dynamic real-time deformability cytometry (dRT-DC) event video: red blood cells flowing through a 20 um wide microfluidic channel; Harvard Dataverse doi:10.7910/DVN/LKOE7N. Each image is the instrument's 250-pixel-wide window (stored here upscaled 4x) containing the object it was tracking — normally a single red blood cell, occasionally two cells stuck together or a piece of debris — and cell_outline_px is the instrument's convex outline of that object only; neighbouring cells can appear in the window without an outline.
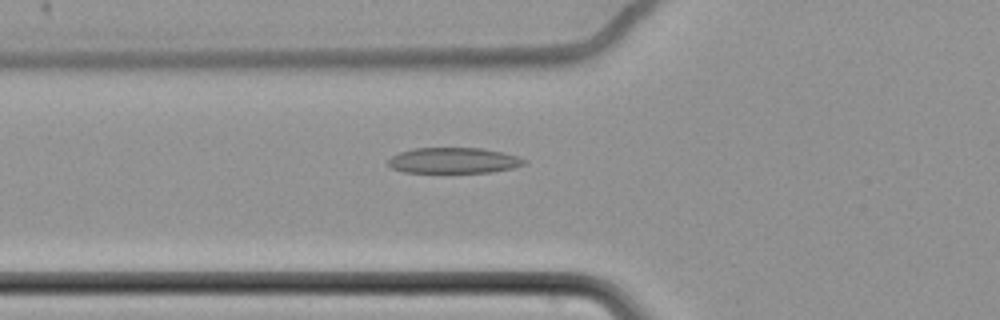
{"species": "common noctule bat (a hibernating species)", "species_latin": "Nyctalus noctula", "temperature_condition": "cold", "stored_images_in_passage": 36, "camera_frame_rate_fps": 3000, "um_per_image_px": 0.085, "animal": {"sex": "female", "body_mass_g": 22.7, "forearm_length_mm": 54.2}, "frame": {"image": 1, "passage_image": 3, "time_ms": 0.667, "image_size_px": [1000, 320], "cell_outline_px": [[528, 164], [516, 168], [492, 172], [404, 172], [392, 168], [388, 164], [388, 160], [392, 156], [400, 152], [412, 148], [480, 148], [504, 152], [528, 160]], "centroid_in_image_um": [38.62, 13.64], "position_along_channel_um": 87.2, "area_um2": 20.52}}
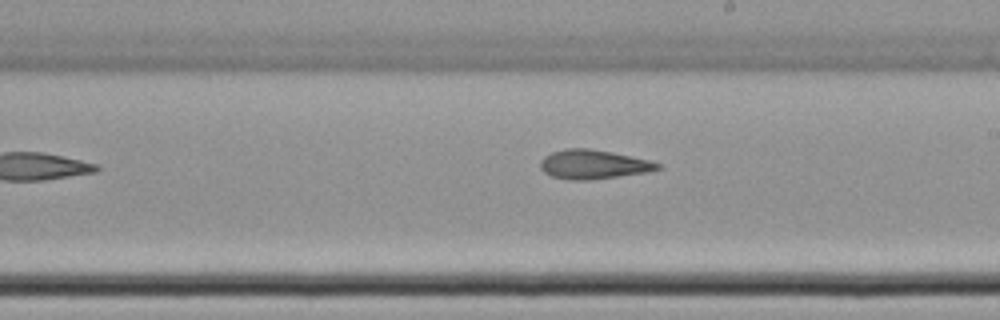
{"frame": {"image": 2, "passage_image": 16, "time_ms": 5.0, "image_size_px": [1000, 320], "cell_outline_px": [[664, 168], [648, 172], [592, 180], [568, 180], [552, 176], [544, 172], [540, 168], [540, 160], [544, 156], [552, 152], [564, 148], [588, 148], [612, 152], [648, 160], [660, 164]], "centroid_in_image_um": [50.42, 13.98], "position_along_channel_um": 238.6, "area_um2": 20.06}}
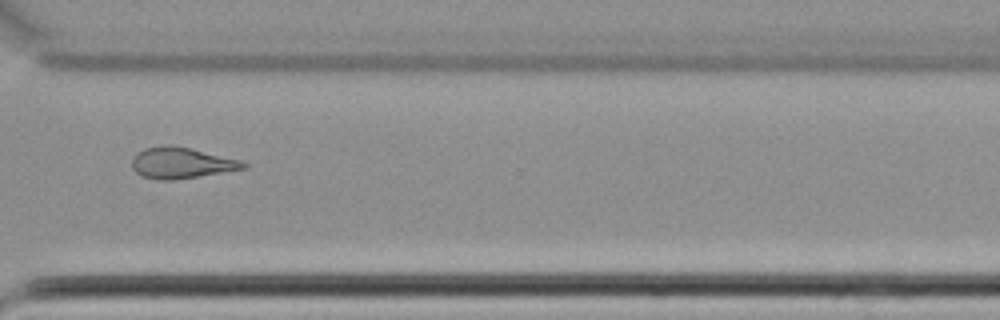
{"frame": {"image": 3, "passage_image": 26, "time_ms": 8.333, "image_size_px": [1000, 320], "cell_outline_px": [[248, 168], [172, 180], [160, 180], [140, 176], [132, 168], [132, 160], [144, 148], [164, 144], [172, 144], [240, 160], [248, 164]], "centroid_in_image_um": [15.4, 13.84], "position_along_channel_um": 355.2, "area_um2": 20.0}, "authors_computed_cell_mechanics": {"area_um2": 20.0277, "velocity_mm_per_s": 3.4866, "shape_relaxation_time_tau1_ms": null, "shape_relaxation_time_tau2_ms": 5.9496, "deformation_change_tau1": null, "deformation_change_tau2": 0.1473}}